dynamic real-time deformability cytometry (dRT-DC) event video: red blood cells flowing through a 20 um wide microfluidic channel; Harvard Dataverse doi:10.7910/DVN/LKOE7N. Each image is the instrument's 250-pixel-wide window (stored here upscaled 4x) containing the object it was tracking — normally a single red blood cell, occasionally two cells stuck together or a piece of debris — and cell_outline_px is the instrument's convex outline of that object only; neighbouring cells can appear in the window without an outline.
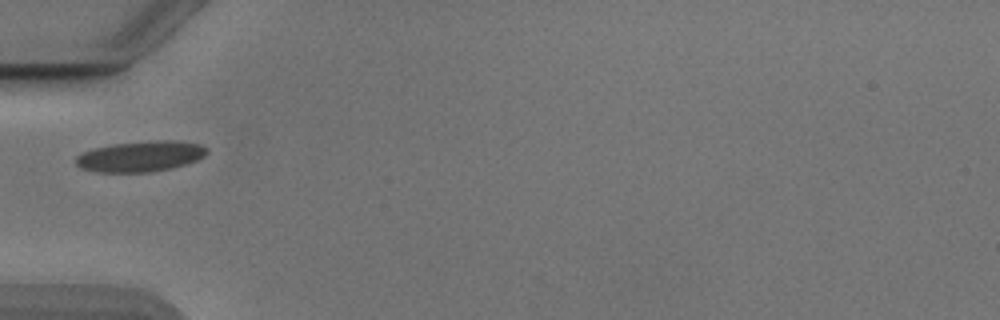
{"species": "Egyptian fruit bat (a non-hibernating species)", "species_latin": "Rousettus aegyptiacus", "temperature_condition": "cold", "stored_images_in_passage": 16, "camera_frame_rate_fps": 3000, "um_per_image_px": 0.085, "animal": {"sex": "male"}, "frame": {"image": 1, "passage_image": 1, "time_ms": 0.0, "image_size_px": [1000, 320], "cell_outline_px": [[208, 152], [204, 156], [196, 160], [172, 168], [152, 172], [96, 172], [80, 168], [76, 164], [76, 156], [80, 152], [92, 148], [116, 144], [156, 140], [172, 140], [200, 144], [208, 148]], "centroid_in_image_um": [11.92, 13.29], "position_along_channel_um": 73.1, "area_um2": 23.47}}
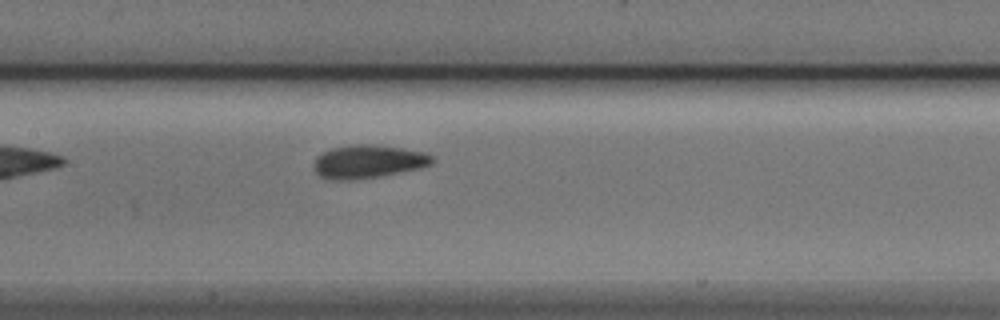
{"frame": {"image": 2, "passage_image": 9, "time_ms": 2.667, "image_size_px": [1000, 320], "cell_outline_px": [[436, 160], [432, 164], [420, 168], [380, 176], [356, 180], [328, 180], [320, 176], [312, 168], [312, 164], [316, 156], [332, 148], [352, 144], [372, 144], [404, 148], [428, 152]], "centroid_in_image_um": [31.29, 13.73], "position_along_channel_um": 176.1, "area_um2": 23.41}}
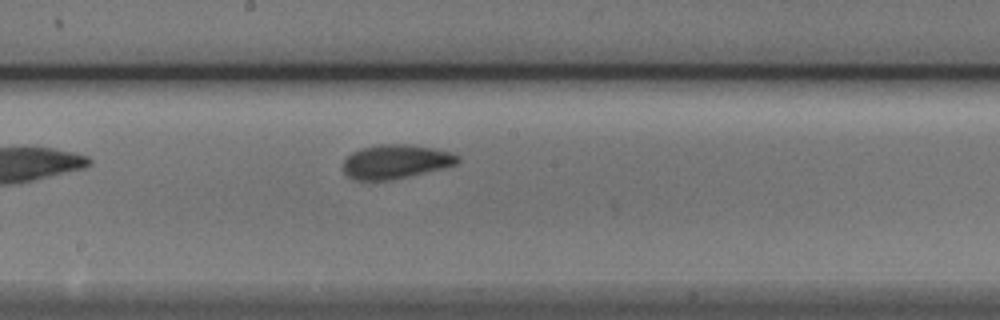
{"frame": {"image": 3, "passage_image": 12, "time_ms": 3.667, "image_size_px": [1000, 320], "cell_outline_px": [[460, 160], [456, 164], [444, 168], [408, 176], [388, 180], [356, 180], [348, 176], [344, 172], [344, 160], [352, 152], [360, 148], [376, 144], [408, 144], [432, 148], [452, 152], [460, 156]], "centroid_in_image_um": [33.64, 13.72], "position_along_channel_um": 214.6, "area_um2": 22.72}}